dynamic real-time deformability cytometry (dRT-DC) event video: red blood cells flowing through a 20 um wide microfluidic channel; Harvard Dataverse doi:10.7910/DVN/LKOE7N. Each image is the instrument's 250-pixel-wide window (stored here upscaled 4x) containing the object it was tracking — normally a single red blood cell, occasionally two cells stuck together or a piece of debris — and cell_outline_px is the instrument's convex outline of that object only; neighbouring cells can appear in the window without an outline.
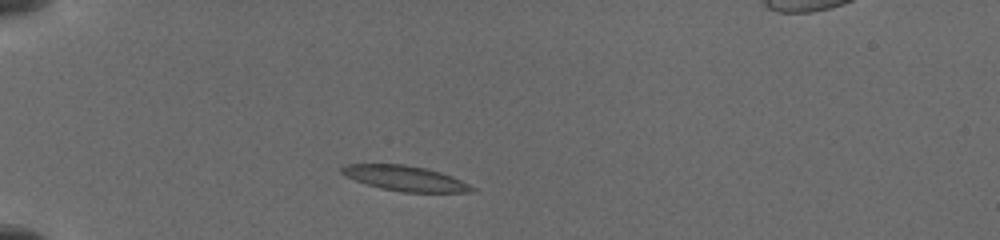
{"species": "common noctule bat (a hibernating species)", "species_latin": "Nyctalus noctula", "temperature_condition": "cold", "stored_images_in_passage": 5, "camera_frame_rate_fps": 3000, "um_per_image_px": 0.085, "animal": {"sex": "female", "body_mass_g": 19.5, "forearm_length_mm": 54.1}, "frame": {"image": 1, "passage_image": 1, "time_ms": 0.0, "image_size_px": [1000, 240], "cell_outline_px": [[476, 188], [472, 192], [404, 192], [380, 188], [344, 176], [340, 172], [340, 168], [344, 164], [404, 164], [424, 168], [440, 172], [452, 176]], "centroid_in_image_um": [34.4, 15.15], "position_along_channel_um": 50.6, "area_um2": 18.96}}
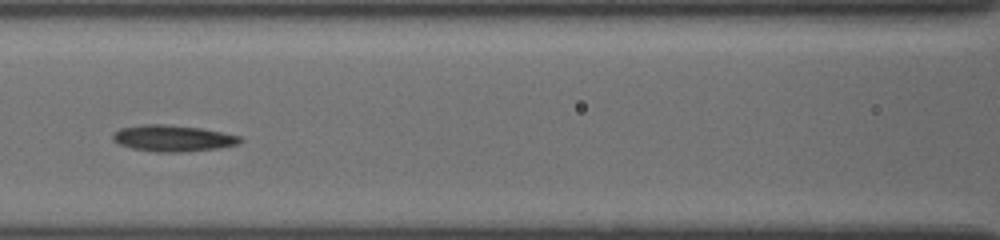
{"frame": {"image": 2, "passage_image": 4, "time_ms": 3.333, "image_size_px": [1000, 240], "cell_outline_px": [[244, 140], [240, 144], [220, 148], [184, 152], [156, 152], [132, 148], [120, 144], [112, 140], [112, 136], [120, 128], [144, 124], [168, 124], [200, 128], [224, 132], [240, 136]], "centroid_in_image_um": [14.75, 11.75], "position_along_channel_um": 151.9, "area_um2": 19.71}}
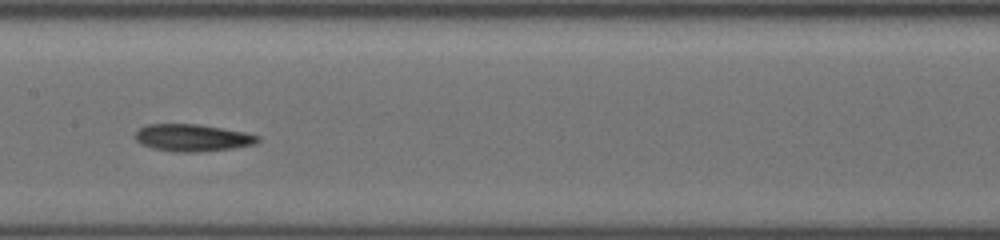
{"frame": {"image": 3, "passage_image": 5, "time_ms": 4.333, "image_size_px": [1000, 240], "cell_outline_px": [[260, 140], [256, 144], [232, 148], [196, 152], [176, 152], [152, 148], [140, 144], [132, 136], [140, 128], [148, 124], [196, 124], [244, 132], [260, 136]], "centroid_in_image_um": [16.32, 11.71], "position_along_channel_um": 191.1, "area_um2": 19.36}}